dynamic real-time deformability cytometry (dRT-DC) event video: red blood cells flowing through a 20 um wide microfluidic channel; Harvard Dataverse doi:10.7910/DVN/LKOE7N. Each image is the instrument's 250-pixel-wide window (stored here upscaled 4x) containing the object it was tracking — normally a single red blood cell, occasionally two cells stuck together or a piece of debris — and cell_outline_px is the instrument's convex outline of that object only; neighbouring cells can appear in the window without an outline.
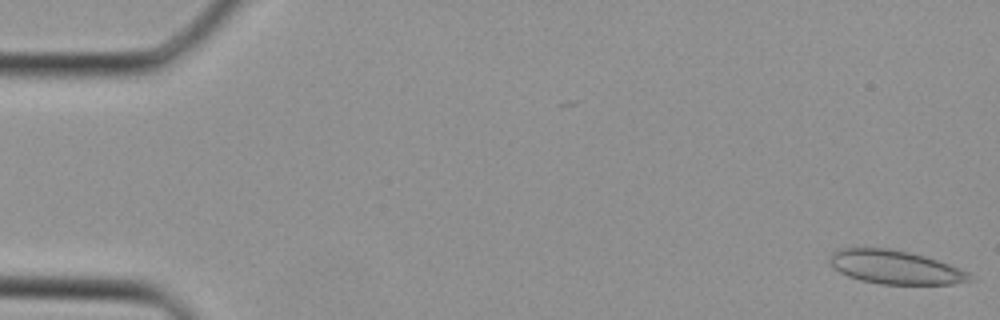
{"species": "Egyptian fruit bat (a non-hibernating species)", "species_latin": "Rousettus aegyptiacus", "temperature_condition": "cold", "stored_images_in_passage": 38, "camera_frame_rate_fps": 3000, "um_per_image_px": 0.085, "animal": {"sex": "female"}, "frame": {"image": 1, "passage_image": 1, "time_ms": 0.0, "image_size_px": [1000, 320], "cell_outline_px": [[976, 280], [952, 284], [880, 284], [860, 280], [848, 276], [840, 272], [832, 264], [828, 256], [832, 252], [840, 248], [888, 248], [908, 252], [924, 256], [948, 264], [968, 272]], "centroid_in_image_um": [76.1, 22.72], "position_along_channel_um": 8.9, "area_um2": 27.28}}
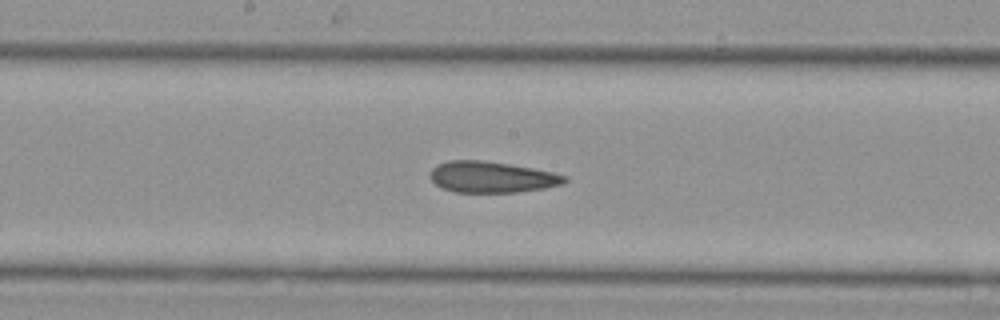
{"frame": {"image": 2, "passage_image": 20, "time_ms": 6.333, "image_size_px": [1000, 320], "cell_outline_px": [[568, 180], [560, 184], [544, 188], [516, 192], [456, 192], [444, 188], [436, 184], [432, 180], [432, 168], [436, 164], [448, 160], [480, 160], [508, 164], [532, 168], [552, 172], [568, 176]], "centroid_in_image_um": [41.8, 15.04], "position_along_channel_um": 206.4, "area_um2": 24.1}}
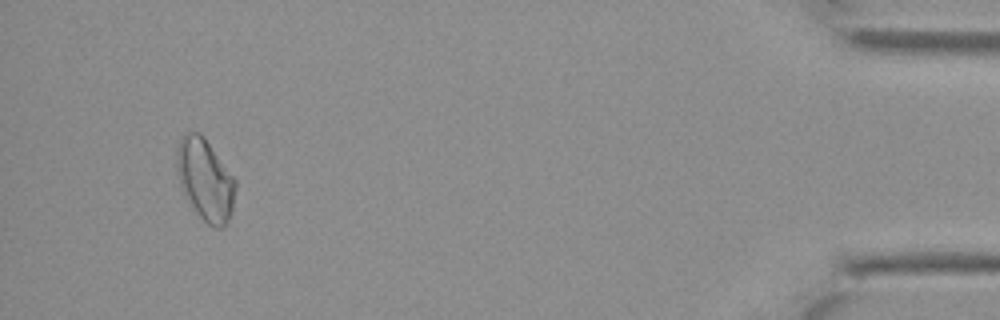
{"frame": {"image": 3, "passage_image": 36, "time_ms": 11.667, "image_size_px": [1000, 320], "cell_outline_px": [[236, 188], [232, 212], [228, 224], [224, 228], [216, 228], [208, 224], [196, 212], [180, 188], [176, 168], [176, 148], [180, 136], [184, 132], [200, 132], [204, 136], [236, 180]], "centroid_in_image_um": [17.43, 15.26], "position_along_channel_um": 417.8, "area_um2": 28.38}}